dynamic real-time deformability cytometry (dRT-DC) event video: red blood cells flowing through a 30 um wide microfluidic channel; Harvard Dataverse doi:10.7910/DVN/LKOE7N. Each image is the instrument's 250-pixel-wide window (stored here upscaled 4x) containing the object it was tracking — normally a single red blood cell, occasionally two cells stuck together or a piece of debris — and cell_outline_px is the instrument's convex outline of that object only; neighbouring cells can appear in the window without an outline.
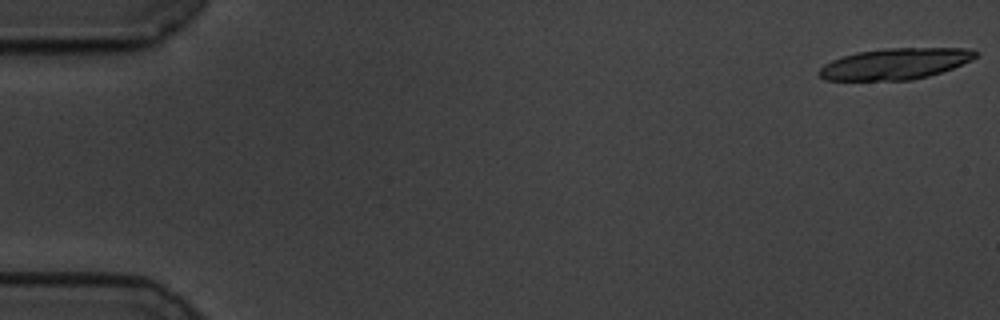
{"species": "common noctule bat (a hibernating species)", "species_latin": "Nyctalus noctula", "temperature_condition": "cold", "stored_images_in_passage": 20, "camera_frame_rate_fps": 3000, "um_per_image_px": 0.085, "animal": {"sex": "male", "body_mass_g": 19.5, "forearm_length_mm": 54.6}, "frame": {"image": 1, "passage_image": 1, "time_ms": 0.0, "image_size_px": [1000, 320], "cell_outline_px": [[980, 52], [972, 60], [952, 68], [928, 76], [912, 80], [824, 80], [816, 72], [824, 64], [832, 60], [856, 52], [884, 48], [972, 48]], "centroid_in_image_um": [76.1, 5.42], "position_along_channel_um": 8.9, "area_um2": 28.5}}